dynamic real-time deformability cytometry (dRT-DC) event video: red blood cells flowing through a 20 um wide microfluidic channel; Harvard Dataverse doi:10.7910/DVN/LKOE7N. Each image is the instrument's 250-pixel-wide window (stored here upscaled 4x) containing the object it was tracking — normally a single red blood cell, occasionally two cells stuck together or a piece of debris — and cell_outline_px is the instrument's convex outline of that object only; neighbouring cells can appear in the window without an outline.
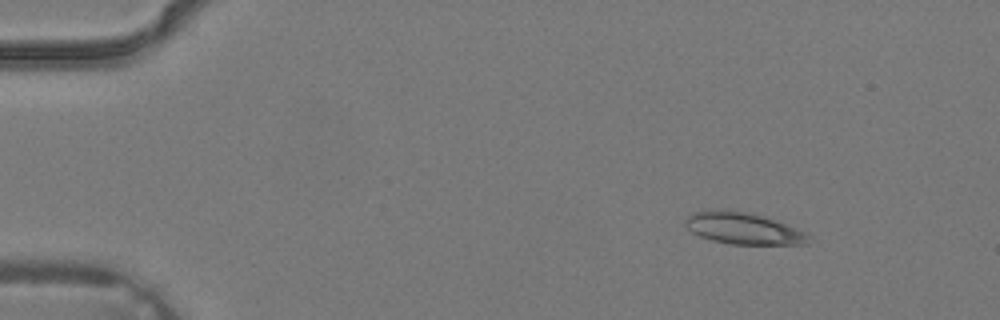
{"species": "common noctule bat (a hibernating species)", "species_latin": "Nyctalus noctula", "temperature_condition": "warm", "stored_images_in_passage": 3, "camera_frame_rate_fps": 3000, "um_per_image_px": 0.085, "animal": {"sex": "male", "body_mass_g": 19.2, "forearm_length_mm": 51.8}, "frame": {"image": 1, "passage_image": 1, "time_ms": 0.0, "image_size_px": [1000, 320], "cell_outline_px": [[812, 236], [804, 244], [728, 244], [712, 240], [700, 236], [692, 232], [684, 224], [688, 216], [692, 212], [716, 208], [744, 212], [760, 216], [808, 232]], "centroid_in_image_um": [63.14, 19.41], "position_along_channel_um": 21.9, "area_um2": 22.54}}